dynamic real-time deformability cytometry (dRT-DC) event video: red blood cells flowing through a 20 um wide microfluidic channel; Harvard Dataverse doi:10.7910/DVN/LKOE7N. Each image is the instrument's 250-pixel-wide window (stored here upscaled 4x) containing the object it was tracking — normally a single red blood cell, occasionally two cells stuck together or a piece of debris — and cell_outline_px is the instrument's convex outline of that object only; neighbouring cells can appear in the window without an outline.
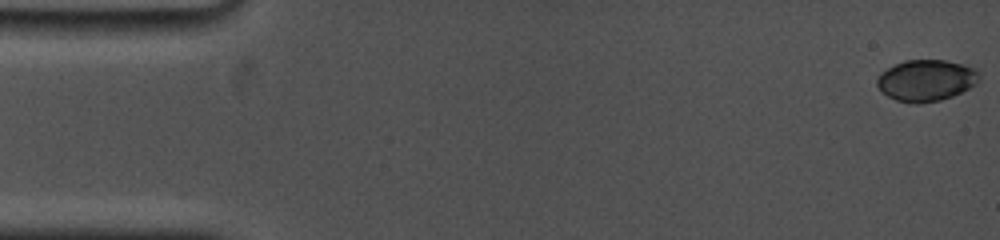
{"species": "common noctule bat (a hibernating species)", "species_latin": "Nyctalus noctula", "temperature_condition": "cold", "stored_images_in_passage": 37, "camera_frame_rate_fps": 5000, "um_per_image_px": 0.085, "animal": {"sex": "female", "body_mass_g": 19.0, "forearm_length_mm": 53.3}, "frame": {"image": 1, "passage_image": 1, "time_ms": 0.0, "image_size_px": [1000, 240], "cell_outline_px": [[980, 80], [976, 84], [952, 96], [940, 100], [920, 104], [916, 104], [896, 100], [888, 96], [876, 84], [876, 76], [880, 72], [904, 60], [948, 60], [976, 68], [980, 72]], "centroid_in_image_um": [78.74, 6.82], "position_along_channel_um": 6.3, "area_um2": 24.8}}
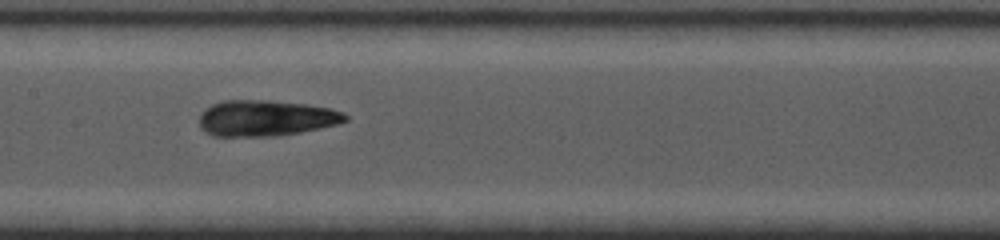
{"frame": {"image": 2, "passage_image": 19, "time_ms": 8.4, "image_size_px": [1000, 240], "cell_outline_px": [[348, 120], [336, 124], [320, 128], [300, 132], [276, 136], [212, 136], [204, 132], [200, 128], [200, 112], [204, 108], [212, 104], [224, 100], [268, 100], [308, 104], [332, 108], [344, 112], [348, 116]], "centroid_in_image_um": [22.59, 10.03], "position_along_channel_um": 184.8, "area_um2": 30.92}}
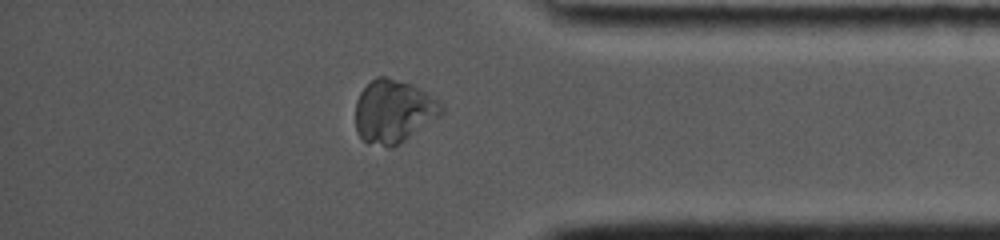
{"frame": {"image": 3, "passage_image": 33, "time_ms": 14.4, "image_size_px": [1000, 240], "cell_outline_px": [[444, 112], [440, 116], [400, 144], [392, 148], [388, 148], [368, 144], [356, 132], [356, 100], [360, 92], [376, 76], [384, 76], [412, 84], [420, 88], [440, 100], [444, 104]], "centroid_in_image_um": [33.47, 9.48], "position_along_channel_um": 401.7, "area_um2": 32.08}, "authors_computed_cell_mechanics": {"area_um2": 29.8248, "velocity_mm_per_s": 3.7159, "shape_relaxation_time_tau1_ms": 6.2882, "shape_relaxation_time_tau2_ms": 1.0874, "deformation_change_tau1": 0.1434, "deformation_change_tau2": 0.0552}}